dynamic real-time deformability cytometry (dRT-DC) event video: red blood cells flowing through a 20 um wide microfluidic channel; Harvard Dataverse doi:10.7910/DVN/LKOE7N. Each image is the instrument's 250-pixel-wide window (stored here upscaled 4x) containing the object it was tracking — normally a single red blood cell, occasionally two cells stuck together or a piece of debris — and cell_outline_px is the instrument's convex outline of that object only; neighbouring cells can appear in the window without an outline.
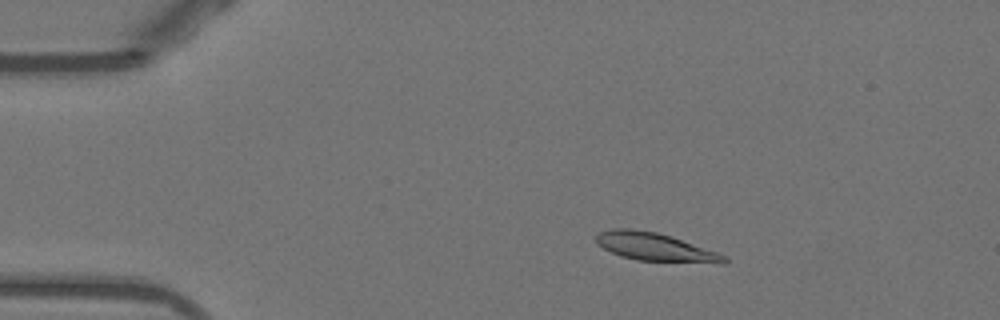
{"species": "Egyptian fruit bat (a non-hibernating species)", "species_latin": "Rousettus aegyptiacus", "temperature_condition": "warm", "stored_images_in_passage": 53, "camera_frame_rate_fps": 3000, "um_per_image_px": 0.085, "animal": {"sex": "female"}, "frame": {"image": 1, "passage_image": 9, "time_ms": 2.667, "image_size_px": [1000, 320], "cell_outline_px": [[728, 260], [724, 264], [720, 264], [636, 260], [620, 256], [596, 244], [596, 236], [600, 232], [612, 228], [632, 228], [656, 232], [672, 236], [728, 256]], "centroid_in_image_um": [55.72, 21.0], "position_along_channel_um": 29.3, "area_um2": 21.27}}
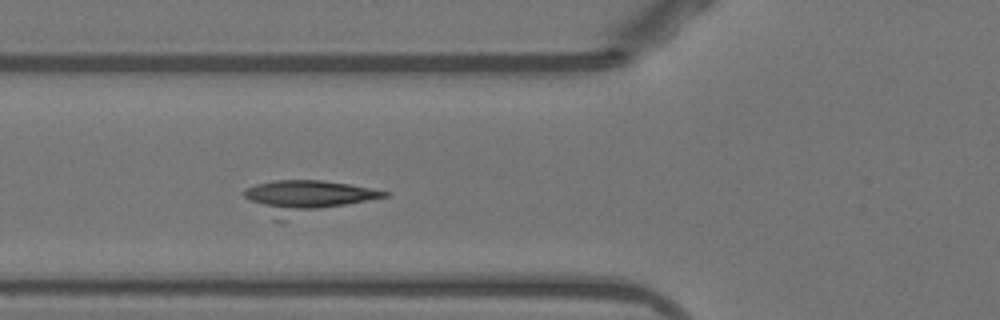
{"frame": {"image": 2, "passage_image": 19, "time_ms": 6.0, "image_size_px": [1000, 320], "cell_outline_px": [[392, 192], [388, 196], [280, 224], [272, 220], [244, 196], [244, 192], [248, 188], [256, 184], [276, 180], [320, 180], [348, 184]], "centroid_in_image_um": [26.08, 16.82], "position_along_channel_um": 99.7, "area_um2": 28.03}}
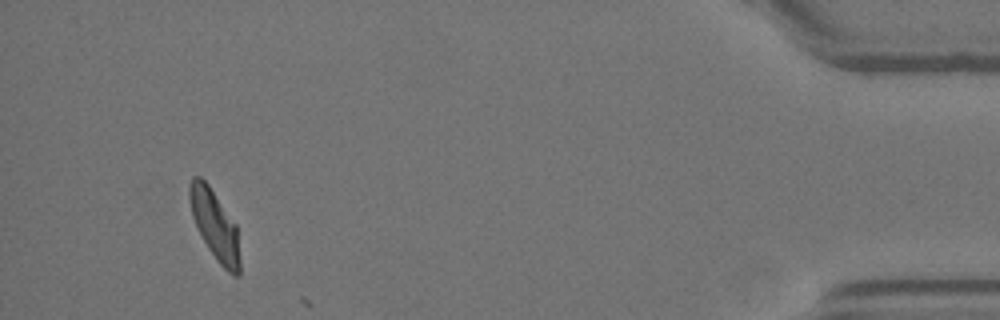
{"frame": {"image": 3, "passage_image": 49, "time_ms": 16.0, "image_size_px": [1000, 320], "cell_outline_px": [[240, 276], [232, 276], [216, 260], [208, 248], [192, 216], [188, 200], [188, 184], [192, 176], [200, 176], [208, 184], [236, 224], [240, 260]], "centroid_in_image_um": [18.25, 19.12], "position_along_channel_um": 417.0, "area_um2": 20.4}}